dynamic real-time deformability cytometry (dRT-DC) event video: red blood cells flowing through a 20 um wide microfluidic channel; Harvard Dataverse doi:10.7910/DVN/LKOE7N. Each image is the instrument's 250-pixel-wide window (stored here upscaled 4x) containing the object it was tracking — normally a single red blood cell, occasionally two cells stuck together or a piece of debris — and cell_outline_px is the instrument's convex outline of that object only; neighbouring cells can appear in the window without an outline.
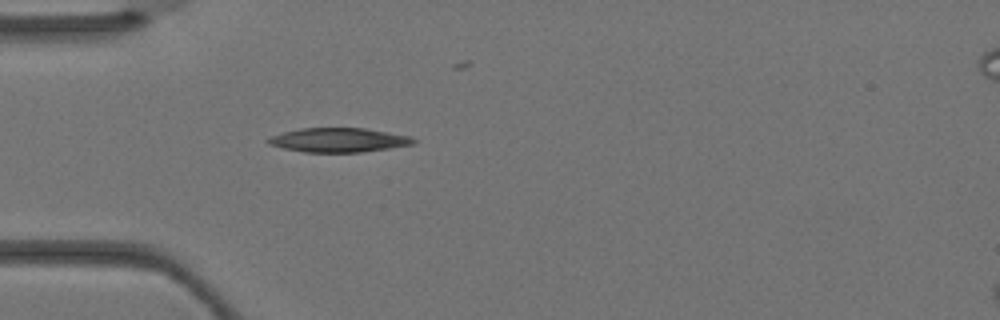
{"species": "Egyptian fruit bat (a non-hibernating species)", "species_latin": "Rousettus aegyptiacus", "temperature_condition": "warm", "stored_images_in_passage": 4, "camera_frame_rate_fps": 3000, "um_per_image_px": 0.085, "animal": {"sex": "female"}, "frame": {"image": 1, "passage_image": 3, "time_ms": 0.667, "image_size_px": [1000, 320], "cell_outline_px": [[416, 140], [412, 144], [388, 148], [360, 152], [304, 152], [284, 148], [268, 144], [264, 140], [272, 136], [284, 132], [300, 128], [364, 128], [412, 136]], "centroid_in_image_um": [28.76, 11.9], "position_along_channel_um": 56.2, "area_um2": 20.35}}